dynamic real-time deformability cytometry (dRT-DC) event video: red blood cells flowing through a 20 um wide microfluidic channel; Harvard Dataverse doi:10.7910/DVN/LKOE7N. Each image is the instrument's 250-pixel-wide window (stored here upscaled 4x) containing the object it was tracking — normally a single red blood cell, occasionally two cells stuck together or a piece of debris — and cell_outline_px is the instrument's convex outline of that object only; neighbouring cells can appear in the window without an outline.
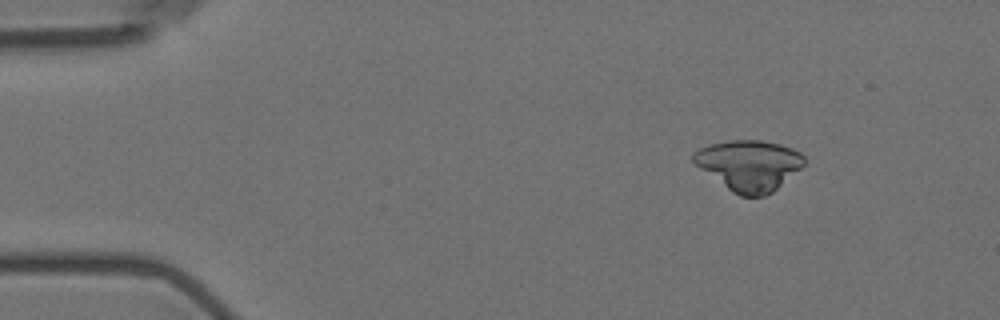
{"species": "Egyptian fruit bat (a non-hibernating species)", "species_latin": "Rousettus aegyptiacus", "temperature_condition": "room temperature", "stored_images_in_passage": 10, "camera_frame_rate_fps": 3000, "um_per_image_px": 0.085, "animal": {"sex": "female"}, "frame": {"image": 1, "passage_image": 1, "time_ms": 0.0, "image_size_px": [1000, 320], "cell_outline_px": [[804, 164], [800, 168], [772, 192], [764, 196], [740, 196], [732, 192], [696, 164], [692, 160], [692, 156], [700, 148], [708, 144], [728, 140], [760, 140], [780, 144], [792, 148], [800, 152], [804, 156]], "centroid_in_image_um": [63.68, 14.03], "position_along_channel_um": 21.3, "area_um2": 32.19}}
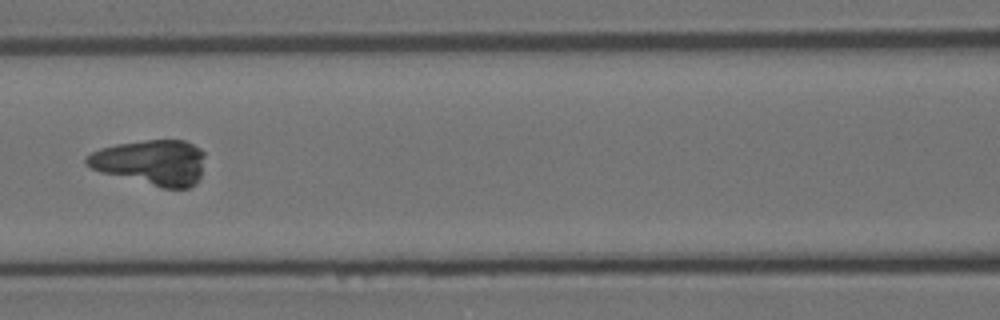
{"frame": {"image": 2, "passage_image": 6, "time_ms": 6.0, "image_size_px": [1000, 320], "cell_outline_px": [[204, 156], [200, 180], [196, 184], [188, 188], [160, 188], [100, 172], [84, 164], [84, 160], [92, 152], [100, 148], [116, 144], [144, 140], [184, 140], [200, 148], [204, 152]], "centroid_in_image_um": [12.85, 13.82], "position_along_channel_um": 153.7, "area_um2": 31.62}}
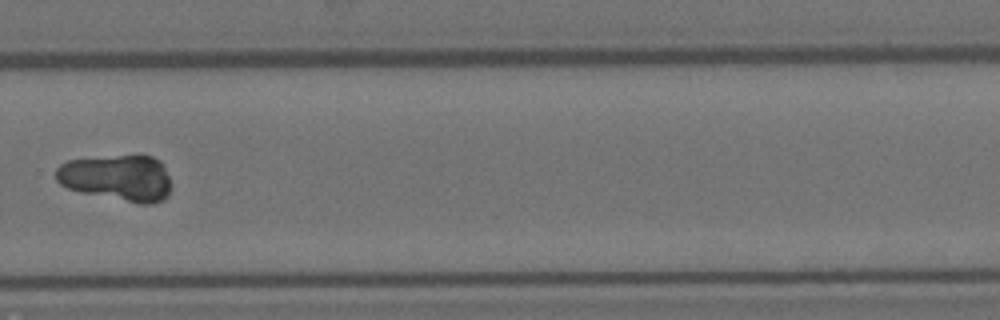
{"frame": {"image": 3, "passage_image": 10, "time_ms": 10.667, "image_size_px": [1000, 320], "cell_outline_px": [[168, 196], [164, 200], [152, 204], [140, 204], [80, 192], [68, 188], [60, 184], [56, 180], [56, 168], [60, 164], [68, 160], [116, 156], [152, 156], [160, 160], [168, 176]], "centroid_in_image_um": [9.95, 15.13], "position_along_channel_um": 319.9, "area_um2": 30.87}}